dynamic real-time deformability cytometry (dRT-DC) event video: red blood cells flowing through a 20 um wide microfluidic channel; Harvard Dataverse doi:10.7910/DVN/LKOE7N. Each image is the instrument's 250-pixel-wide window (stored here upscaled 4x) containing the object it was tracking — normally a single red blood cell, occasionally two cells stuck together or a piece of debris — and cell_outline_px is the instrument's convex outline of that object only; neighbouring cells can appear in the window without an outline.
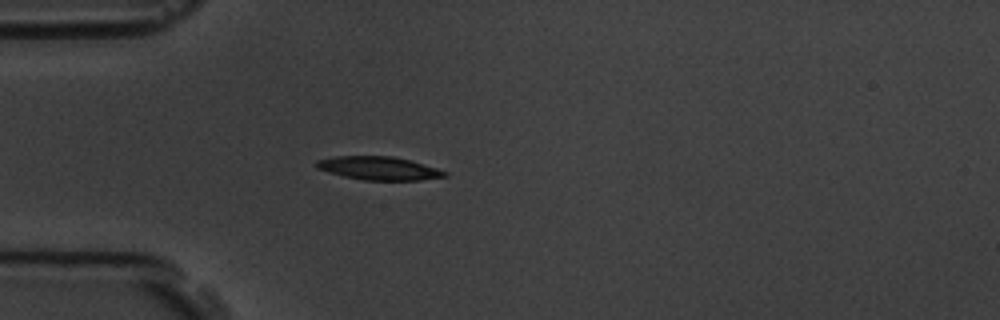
{"species": "common noctule bat (a hibernating species)", "species_latin": "Nyctalus noctula", "temperature_condition": "room temperature", "stored_images_in_passage": 1, "camera_frame_rate_fps": 3000, "um_per_image_px": 0.085, "animal": {"sex": "male", "body_mass_g": 19.5, "forearm_length_mm": 54.6}, "frame": {"image": 1, "passage_image": 1, "time_ms": 0.0, "image_size_px": [1000, 320], "cell_outline_px": [[448, 176], [420, 180], [364, 180], [344, 176], [328, 172], [316, 168], [316, 160], [336, 156], [392, 156], [408, 160], [436, 168], [448, 172]], "centroid_in_image_um": [32.18, 14.3], "position_along_channel_um": 52.8, "area_um2": 17.28}}